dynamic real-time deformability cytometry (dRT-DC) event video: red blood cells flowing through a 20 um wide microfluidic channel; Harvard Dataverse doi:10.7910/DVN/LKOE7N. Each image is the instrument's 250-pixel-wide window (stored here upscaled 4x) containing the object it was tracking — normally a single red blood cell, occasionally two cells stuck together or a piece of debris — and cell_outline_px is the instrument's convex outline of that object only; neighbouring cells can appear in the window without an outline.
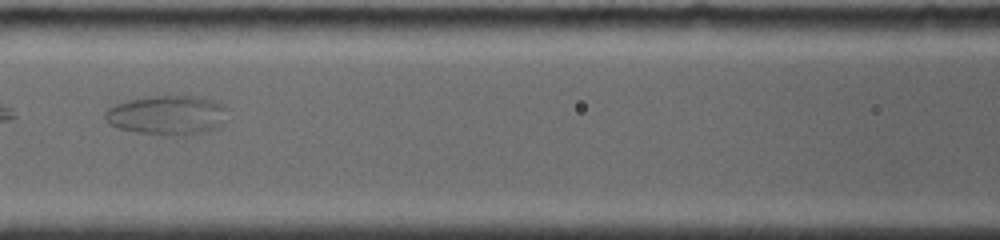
{"species": "common noctule bat (a hibernating species)", "species_latin": "Nyctalus noctula", "temperature_condition": "room temperature", "stored_images_in_passage": 10, "camera_frame_rate_fps": 4000, "um_per_image_px": 0.085, "animal": {"sex": "female", "body_mass_g": 19.0, "forearm_length_mm": 56.7}, "frame": {"image": 1, "passage_image": 4, "time_ms": 2.5, "image_size_px": [1000, 240], "cell_outline_px": [[228, 108], [224, 124], [216, 128], [204, 132], [184, 136], [176, 136], [136, 132], [120, 128], [108, 124], [104, 116], [104, 112], [108, 108], [116, 104], [128, 100], [156, 96], [196, 96], [212, 100]], "centroid_in_image_um": [14.23, 9.8], "position_along_channel_um": 152.4, "area_um2": 28.21}}
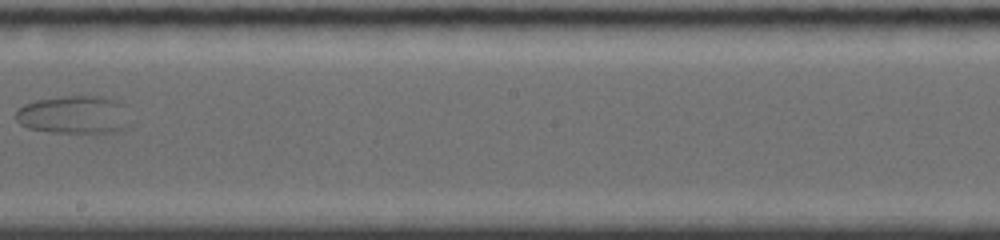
{"frame": {"image": 2, "passage_image": 7, "time_ms": 5.0, "image_size_px": [1000, 240], "cell_outline_px": [[132, 124], [128, 128], [112, 132], [52, 132], [28, 128], [20, 124], [16, 120], [16, 108], [24, 104], [36, 100], [60, 96], [112, 96], [124, 104]], "centroid_in_image_um": [6.35, 9.73], "position_along_channel_um": 241.9, "area_um2": 25.95}}
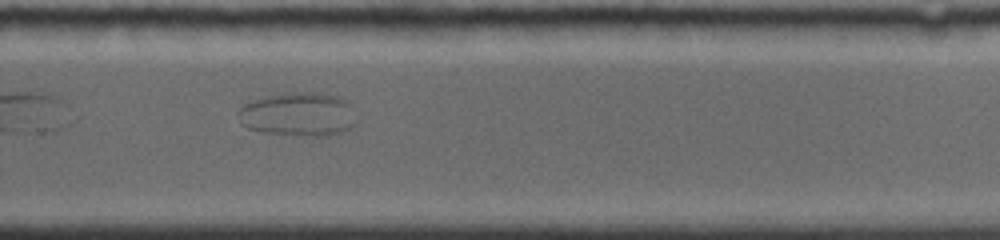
{"frame": {"image": 3, "passage_image": 9, "time_ms": 6.75, "image_size_px": [1000, 240], "cell_outline_px": [[360, 120], [352, 128], [328, 136], [304, 136], [264, 132], [248, 128], [244, 124], [236, 112], [244, 104], [252, 100], [268, 96], [288, 92], [312, 92], [336, 96], [348, 100]], "centroid_in_image_um": [25.44, 9.72], "position_along_channel_um": 304.4, "area_um2": 30.52}}